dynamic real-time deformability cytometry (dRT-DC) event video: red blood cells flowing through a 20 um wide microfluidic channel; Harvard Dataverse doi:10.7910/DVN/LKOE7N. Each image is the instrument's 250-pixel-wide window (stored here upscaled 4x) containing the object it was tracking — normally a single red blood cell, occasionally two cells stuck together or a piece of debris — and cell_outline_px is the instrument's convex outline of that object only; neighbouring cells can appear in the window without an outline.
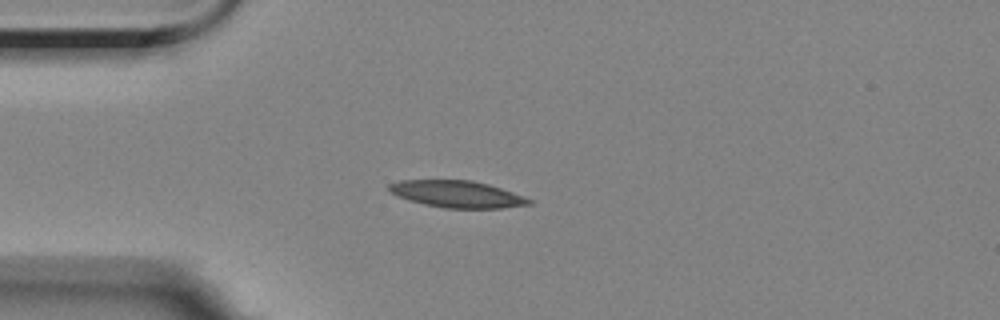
{"species": "Egyptian fruit bat (a non-hibernating species)", "species_latin": "Rousettus aegyptiacus", "temperature_condition": "room temperature", "stored_images_in_passage": 43, "camera_frame_rate_fps": 3000, "um_per_image_px": 0.085, "animal": {"sex": "female"}, "frame": {"image": 1, "passage_image": 1, "time_ms": 0.0, "image_size_px": [1000, 320], "cell_outline_px": [[532, 204], [500, 208], [444, 208], [424, 204], [408, 200], [392, 192], [388, 188], [388, 184], [400, 180], [472, 180], [488, 184], [524, 196], [532, 200]], "centroid_in_image_um": [38.86, 16.5], "position_along_channel_um": 46.1, "area_um2": 21.73}}
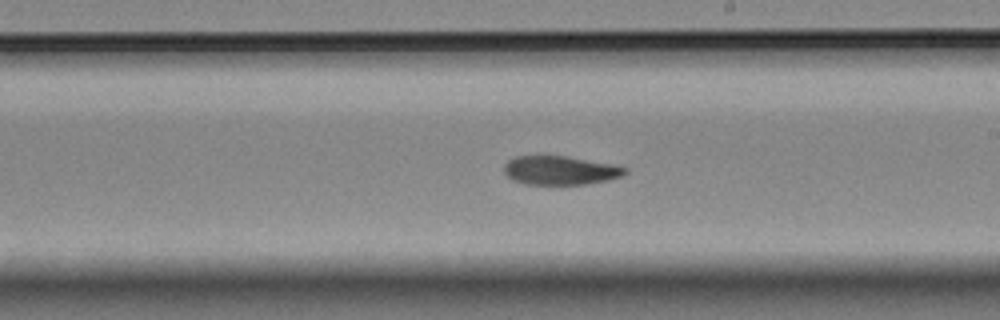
{"frame": {"image": 2, "passage_image": 19, "time_ms": 6.0, "image_size_px": [1000, 320], "cell_outline_px": [[628, 172], [624, 176], [608, 180], [588, 184], [524, 184], [512, 180], [504, 172], [504, 164], [508, 160], [516, 156], [564, 156], [612, 164], [628, 168]], "centroid_in_image_um": [47.63, 14.49], "position_along_channel_um": 241.4, "area_um2": 20.35}}
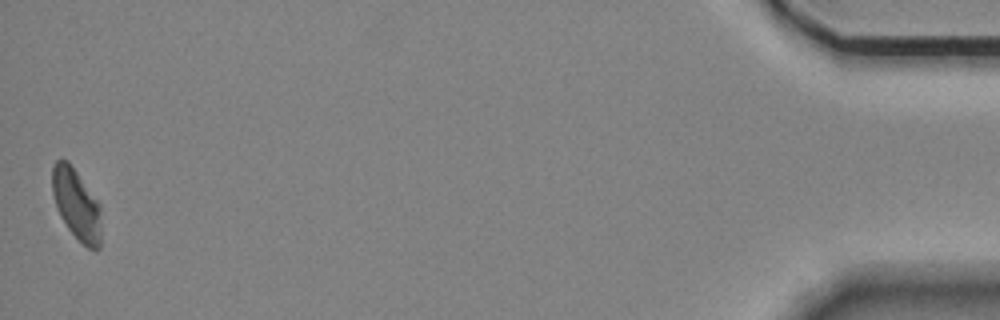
{"frame": {"image": 3, "passage_image": 43, "time_ms": 14.0, "image_size_px": [1000, 320], "cell_outline_px": [[100, 248], [96, 252], [88, 248], [68, 228], [60, 216], [52, 192], [52, 168], [56, 160], [68, 160], [100, 204]], "centroid_in_image_um": [6.5, 17.37], "position_along_channel_um": 428.7, "area_um2": 20.0}, "authors_computed_cell_mechanics": {"area_um2": 21.5016, "velocity_mm_per_s": 3.4912, "shape_relaxation_time_tau1_ms": 8.5138, "shape_relaxation_time_tau2_ms": 8.5659, "deformation_change_tau1": 0.2021, "deformation_change_tau2": 0.1421}}